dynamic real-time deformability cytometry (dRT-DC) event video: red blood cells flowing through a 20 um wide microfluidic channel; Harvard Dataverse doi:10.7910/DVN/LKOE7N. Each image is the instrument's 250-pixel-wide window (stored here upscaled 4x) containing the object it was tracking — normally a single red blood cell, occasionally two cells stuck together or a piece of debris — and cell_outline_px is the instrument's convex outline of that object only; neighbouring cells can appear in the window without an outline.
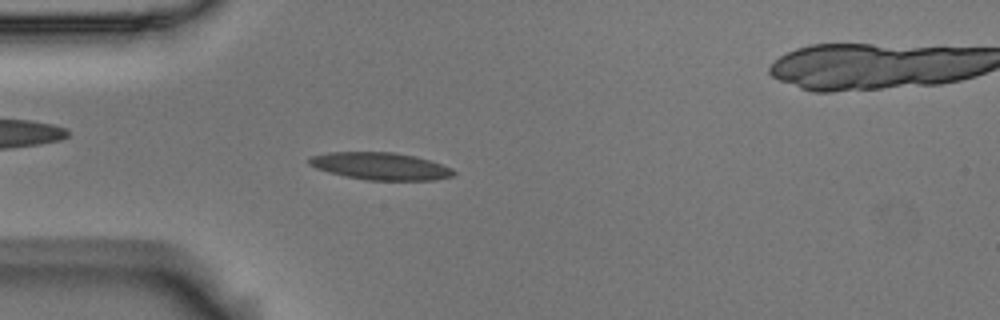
{"species": "Egyptian fruit bat (a non-hibernating species)", "species_latin": "Rousettus aegyptiacus", "temperature_condition": "room temperature", "stored_images_in_passage": 57, "camera_frame_rate_fps": 3000, "um_per_image_px": 0.085, "animal": {"sex": "male"}, "frame": {"image": 1, "passage_image": 15, "time_ms": 4.667, "image_size_px": [1000, 320], "cell_outline_px": [[456, 172], [452, 176], [436, 180], [368, 180], [344, 176], [328, 172], [316, 168], [308, 164], [308, 156], [328, 152], [392, 152], [416, 156], [452, 168]], "centroid_in_image_um": [32.3, 14.12], "position_along_channel_um": 52.7, "area_um2": 23.06}}
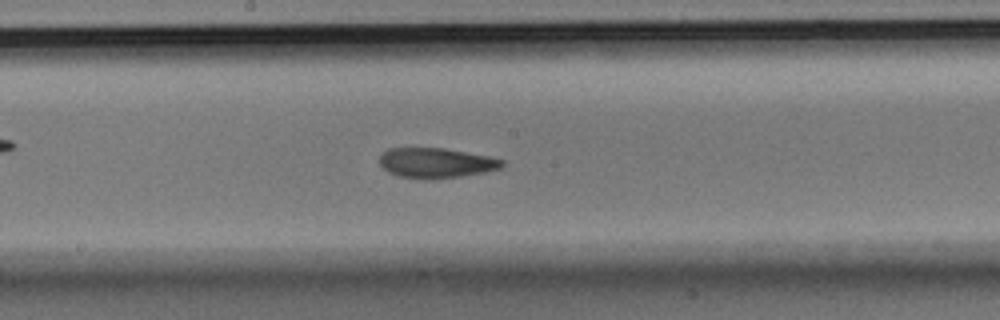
{"frame": {"image": 2, "passage_image": 29, "time_ms": 9.333, "image_size_px": [1000, 320], "cell_outline_px": [[504, 164], [500, 168], [484, 172], [436, 180], [424, 180], [396, 176], [388, 172], [380, 164], [380, 152], [388, 148], [444, 148], [488, 156], [504, 160]], "centroid_in_image_um": [37.01, 13.86], "position_along_channel_um": 211.2, "area_um2": 21.73}}
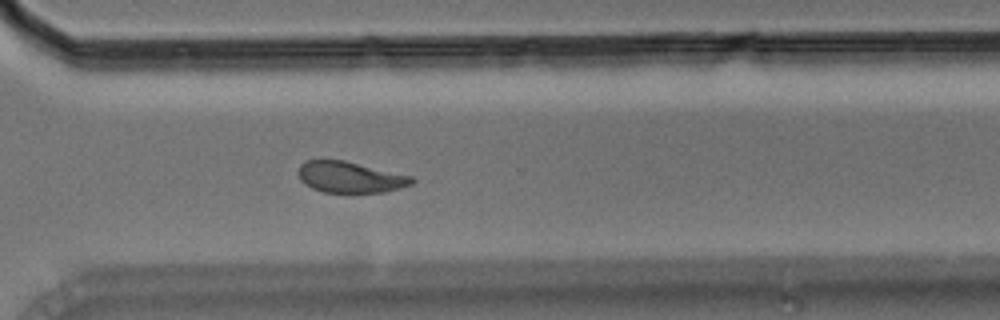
{"frame": {"image": 3, "passage_image": 40, "time_ms": 13.0, "image_size_px": [1000, 320], "cell_outline_px": [[416, 180], [412, 184], [400, 188], [384, 192], [324, 192], [312, 188], [304, 184], [300, 180], [300, 164], [304, 160], [344, 160], [412, 176]], "centroid_in_image_um": [29.77, 15.06], "position_along_channel_um": 340.8, "area_um2": 20.46}, "authors_computed_cell_mechanics": {"area_um2": 21.7328, "velocity_mm_per_s": 3.5463, "shape_relaxation_time_tau1_ms": 4.2752, "shape_relaxation_time_tau2_ms": 2.6555, "deformation_change_tau1": 0.1549, "deformation_change_tau2": 0.0915}}